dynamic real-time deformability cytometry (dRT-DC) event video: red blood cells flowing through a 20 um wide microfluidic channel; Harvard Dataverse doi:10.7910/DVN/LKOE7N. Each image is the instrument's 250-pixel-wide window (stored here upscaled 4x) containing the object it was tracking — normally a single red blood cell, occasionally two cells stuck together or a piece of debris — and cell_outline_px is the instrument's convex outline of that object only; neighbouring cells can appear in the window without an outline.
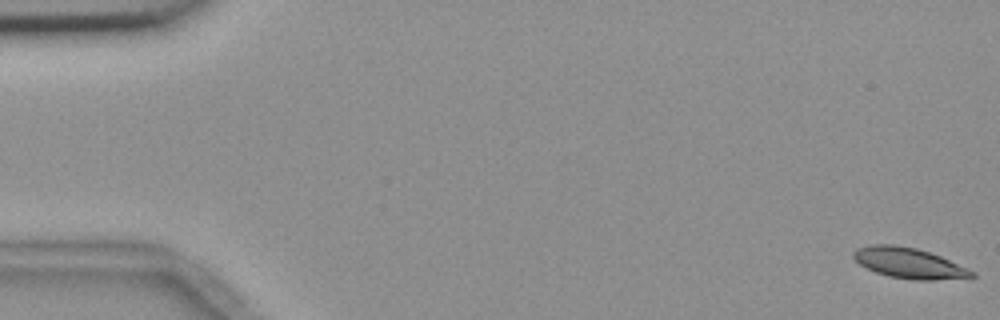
{"species": "common noctule bat (a hibernating species)", "species_latin": "Nyctalus noctula", "temperature_condition": "room temperature", "stored_images_in_passage": 56, "camera_frame_rate_fps": 3000, "um_per_image_px": 0.085, "animal": {"sex": "female", "body_mass_g": 18.4}, "frame": {"image": 1, "passage_image": 1, "time_ms": 0.0, "image_size_px": [1000, 320], "cell_outline_px": [[976, 276], [936, 280], [912, 280], [888, 276], [876, 272], [860, 264], [852, 256], [852, 252], [856, 248], [868, 244], [896, 244], [916, 248], [940, 256], [976, 272]], "centroid_in_image_um": [77.23, 22.35], "position_along_channel_um": 7.8, "area_um2": 21.04}}
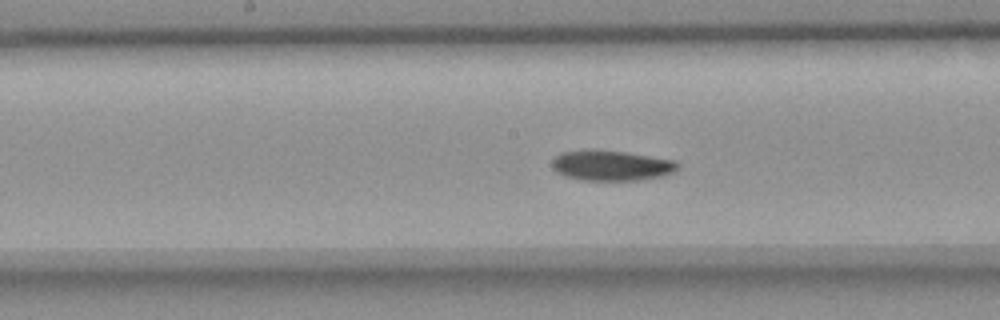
{"frame": {"image": 2, "passage_image": 29, "time_ms": 9.333, "image_size_px": [1000, 320], "cell_outline_px": [[680, 164], [672, 172], [664, 176], [636, 180], [580, 180], [564, 176], [556, 172], [552, 168], [552, 160], [560, 152], [584, 148], [596, 148], [624, 152], [676, 160]], "centroid_in_image_um": [51.9, 14.04], "position_along_channel_um": 196.3, "area_um2": 22.66}}
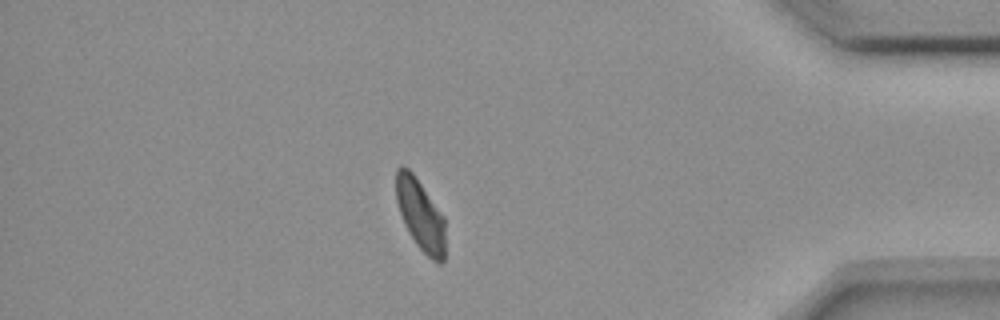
{"frame": {"image": 3, "passage_image": 49, "time_ms": 16.0, "image_size_px": [1000, 320], "cell_outline_px": [[444, 260], [440, 264], [432, 260], [416, 244], [408, 232], [404, 224], [396, 200], [396, 168], [400, 164], [404, 164], [412, 172], [444, 216]], "centroid_in_image_um": [35.71, 18.23], "position_along_channel_um": 399.5, "area_um2": 20.35}, "authors_computed_cell_mechanics": {"area_um2": 21.8484, "velocity_mm_per_s": 3.6039, "shape_relaxation_time_tau1_ms": 6.0074, "shape_relaxation_time_tau2_ms": 10.3618, "deformation_change_tau1": 0.127, "deformation_change_tau2": 0.1542}}